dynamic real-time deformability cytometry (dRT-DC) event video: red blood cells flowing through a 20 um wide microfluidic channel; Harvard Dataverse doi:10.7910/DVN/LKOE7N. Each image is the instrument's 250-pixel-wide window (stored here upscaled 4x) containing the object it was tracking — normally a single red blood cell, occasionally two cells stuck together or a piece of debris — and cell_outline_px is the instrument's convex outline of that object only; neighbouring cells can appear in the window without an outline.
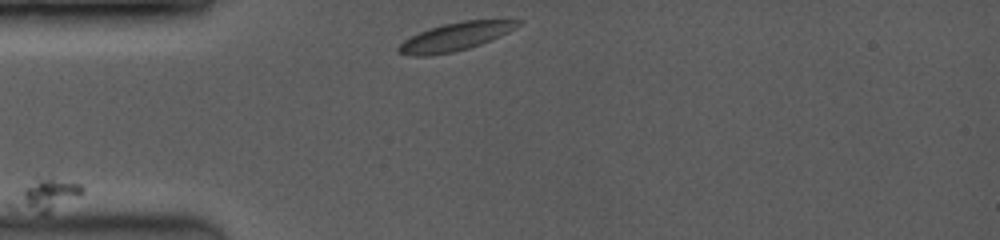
{"species": "common noctule bat (a hibernating species)", "species_latin": "Nyctalus noctula", "temperature_condition": "room temperature", "stored_images_in_passage": 10, "camera_frame_rate_fps": 3500, "um_per_image_px": 0.085, "animal": {"sex": "female", "body_mass_g": 19.0, "forearm_length_mm": 53.3}, "frame": {"image": 1, "passage_image": 1, "time_ms": 0.0, "image_size_px": [1000, 240], "cell_outline_px": [[524, 20], [516, 28], [500, 36], [480, 44], [468, 48], [452, 52], [428, 56], [412, 56], [396, 52], [396, 48], [404, 40], [420, 32], [444, 24], [464, 20]], "centroid_in_image_um": [38.69, 3.13], "position_along_channel_um": 46.3, "area_um2": 19.31}}
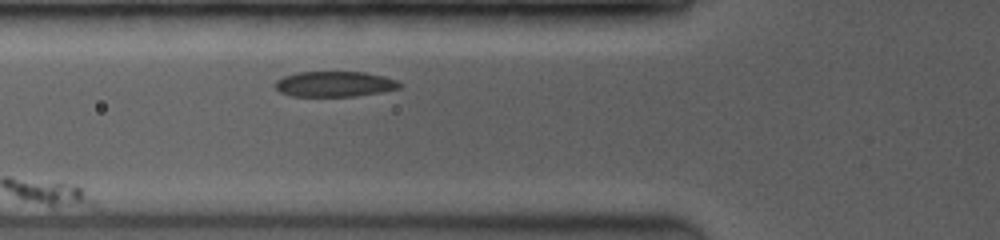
{"frame": {"image": 2, "passage_image": 4, "time_ms": 1.714, "image_size_px": [1000, 240], "cell_outline_px": [[400, 88], [380, 92], [356, 96], [292, 96], [280, 92], [276, 88], [276, 80], [284, 76], [296, 72], [364, 72], [384, 76], [396, 80], [400, 84]], "centroid_in_image_um": [28.43, 7.14], "position_along_channel_um": 97.4, "area_um2": 18.32}}
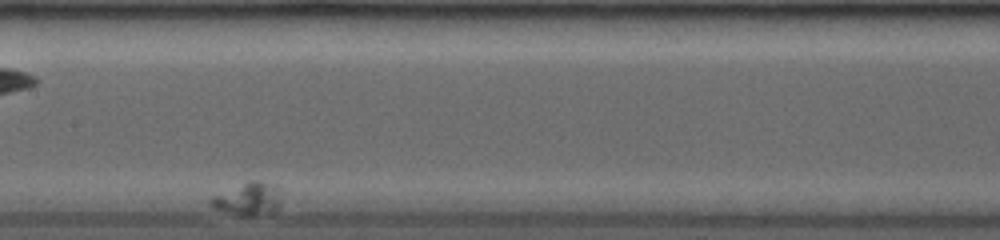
{"frame": {"image": 3, "passage_image": 9, "time_ms": 4.571, "image_size_px": [1000, 240], "cell_outline_px": [[280, 188], [276, 208], [272, 212], [252, 216], [244, 216], [212, 208], [212, 196], [248, 180], [260, 180], [276, 184]], "centroid_in_image_um": [21.09, 16.87], "position_along_channel_um": 186.3, "area_um2": 13.29}}